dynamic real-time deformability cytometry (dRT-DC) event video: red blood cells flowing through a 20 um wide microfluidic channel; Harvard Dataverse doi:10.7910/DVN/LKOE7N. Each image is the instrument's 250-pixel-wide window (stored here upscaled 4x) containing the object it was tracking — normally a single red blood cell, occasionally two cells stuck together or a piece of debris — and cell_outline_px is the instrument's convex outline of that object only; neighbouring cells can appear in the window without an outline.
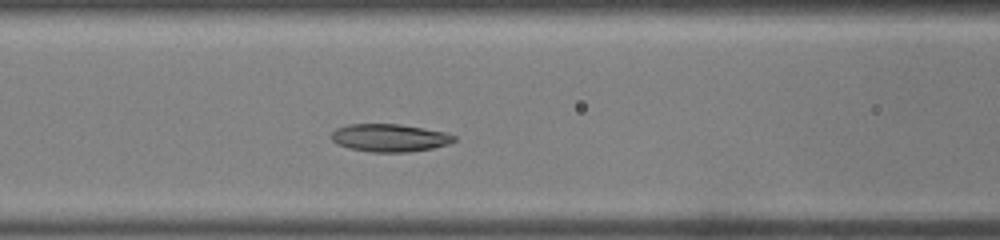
{"species": "common noctule bat (a hibernating species)", "species_latin": "Nyctalus noctula", "temperature_condition": "warm", "stored_images_in_passage": 31, "camera_frame_rate_fps": 3000, "um_per_image_px": 0.085, "animal": {"sex": "male", "body_mass_g": 19.0, "forearm_length_mm": 50.8}, "frame": {"image": 1, "passage_image": 9, "time_ms": 2.667, "image_size_px": [1000, 240], "cell_outline_px": [[456, 140], [448, 144], [432, 148], [408, 152], [372, 152], [348, 148], [336, 144], [332, 140], [332, 132], [336, 128], [348, 124], [400, 124], [448, 132], [456, 136]], "centroid_in_image_um": [33.13, 11.71], "position_along_channel_um": 133.5, "area_um2": 20.0}}
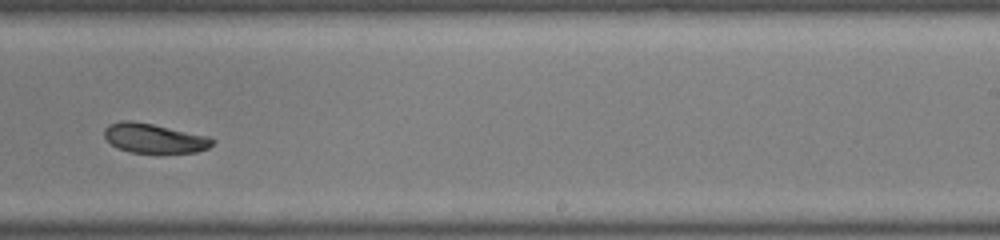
{"frame": {"image": 2, "passage_image": 17, "time_ms": 5.333, "image_size_px": [1000, 240], "cell_outline_px": [[216, 140], [208, 148], [196, 152], [160, 156], [128, 152], [112, 144], [104, 136], [104, 128], [108, 124], [120, 120], [132, 120], [152, 124], [208, 136]], "centroid_in_image_um": [13.12, 11.8], "position_along_channel_um": 275.9, "area_um2": 19.36}}
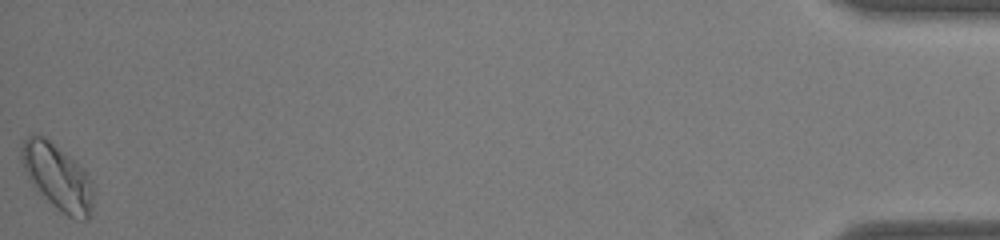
{"frame": {"image": 3, "passage_image": 31, "time_ms": 10.0, "image_size_px": [1000, 240], "cell_outline_px": [[92, 208], [88, 220], [84, 220], [68, 216], [48, 200], [32, 184], [24, 172], [20, 160], [20, 144], [28, 136], [44, 136], [72, 160], [84, 172], [92, 188]], "centroid_in_image_um": [4.82, 15.04], "position_along_channel_um": 430.4, "area_um2": 26.53}}